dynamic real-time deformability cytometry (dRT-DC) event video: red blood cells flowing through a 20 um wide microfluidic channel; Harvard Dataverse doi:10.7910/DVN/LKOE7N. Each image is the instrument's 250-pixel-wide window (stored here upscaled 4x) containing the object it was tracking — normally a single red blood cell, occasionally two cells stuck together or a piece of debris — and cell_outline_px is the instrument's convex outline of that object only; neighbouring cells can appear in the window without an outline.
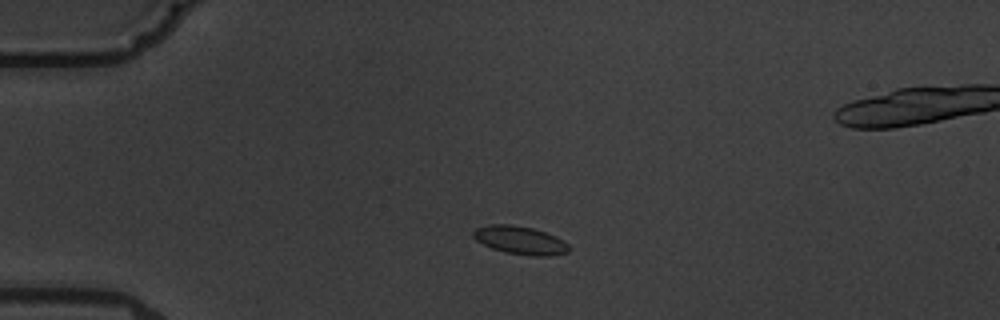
{"species": "common noctule bat (a hibernating species)", "species_latin": "Nyctalus noctula", "temperature_condition": "warm", "stored_images_in_passage": 4, "camera_frame_rate_fps": 3000, "um_per_image_px": 0.085, "animal": {"sex": "male", "body_mass_g": 19.5, "forearm_length_mm": 54.6}, "frame": {"image": 1, "passage_image": 2, "time_ms": 1.333, "image_size_px": [1000, 320], "cell_outline_px": [[572, 248], [568, 252], [552, 256], [532, 256], [504, 252], [492, 248], [476, 240], [472, 236], [472, 232], [476, 228], [488, 224], [508, 224], [532, 228], [556, 236], [568, 244]], "centroid_in_image_um": [44.22, 20.42], "position_along_channel_um": 40.8, "area_um2": 15.78}}